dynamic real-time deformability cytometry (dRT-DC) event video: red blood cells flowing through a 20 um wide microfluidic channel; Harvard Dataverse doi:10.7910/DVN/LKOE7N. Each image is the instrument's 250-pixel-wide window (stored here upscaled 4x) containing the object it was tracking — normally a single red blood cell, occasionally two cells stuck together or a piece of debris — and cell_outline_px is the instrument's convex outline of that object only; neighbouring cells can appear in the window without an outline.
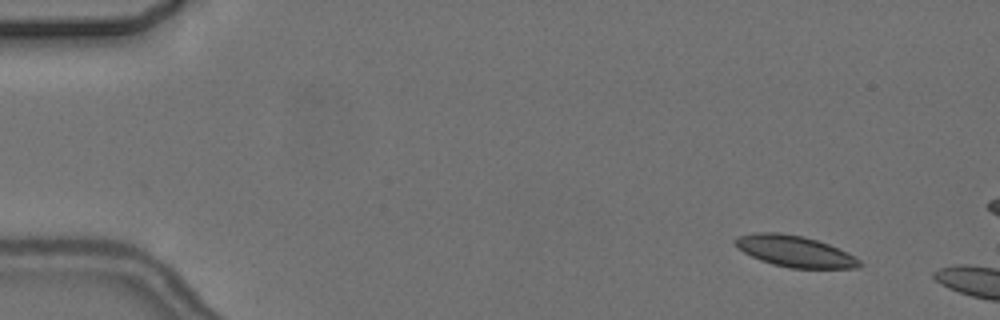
{"species": "common noctule bat (a hibernating species)", "species_latin": "Nyctalus noctula", "temperature_condition": "cold", "stored_images_in_passage": 3, "camera_frame_rate_fps": 3000, "um_per_image_px": 0.085, "animal": {"sex": "female", "body_mass_g": 24.6, "forearm_length_mm": 56.2}, "frame": {"image": 1, "passage_image": 1, "time_ms": 0.0, "image_size_px": [1000, 320], "cell_outline_px": [[864, 264], [860, 268], [788, 268], [772, 264], [760, 260], [736, 248], [732, 240], [736, 236], [756, 232], [780, 232], [804, 236], [828, 244], [848, 252], [856, 256]], "centroid_in_image_um": [67.55, 21.35], "position_along_channel_um": 17.4, "area_um2": 23.0}}